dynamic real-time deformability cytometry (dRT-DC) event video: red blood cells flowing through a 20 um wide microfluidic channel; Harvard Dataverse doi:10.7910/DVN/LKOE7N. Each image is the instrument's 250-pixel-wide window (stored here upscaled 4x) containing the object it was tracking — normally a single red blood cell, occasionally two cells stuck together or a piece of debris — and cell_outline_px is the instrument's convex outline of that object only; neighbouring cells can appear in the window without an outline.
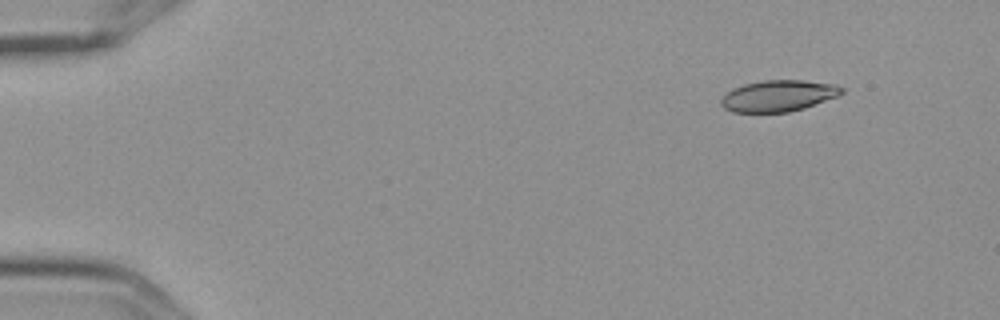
{"species": "Egyptian fruit bat (a non-hibernating species)", "species_latin": "Rousettus aegyptiacus", "temperature_condition": "cold", "stored_images_in_passage": 3, "camera_frame_rate_fps": 3000, "um_per_image_px": 0.085, "frame": {"image": 1, "passage_image": 1, "time_ms": 0.0, "image_size_px": [1000, 320], "cell_outline_px": [[844, 92], [836, 96], [804, 108], [788, 112], [732, 112], [724, 108], [720, 104], [720, 100], [732, 88], [744, 84], [764, 80], [800, 80], [836, 84], [844, 88]], "centroid_in_image_um": [66.15, 8.14], "position_along_channel_um": 18.9, "area_um2": 21.91}}